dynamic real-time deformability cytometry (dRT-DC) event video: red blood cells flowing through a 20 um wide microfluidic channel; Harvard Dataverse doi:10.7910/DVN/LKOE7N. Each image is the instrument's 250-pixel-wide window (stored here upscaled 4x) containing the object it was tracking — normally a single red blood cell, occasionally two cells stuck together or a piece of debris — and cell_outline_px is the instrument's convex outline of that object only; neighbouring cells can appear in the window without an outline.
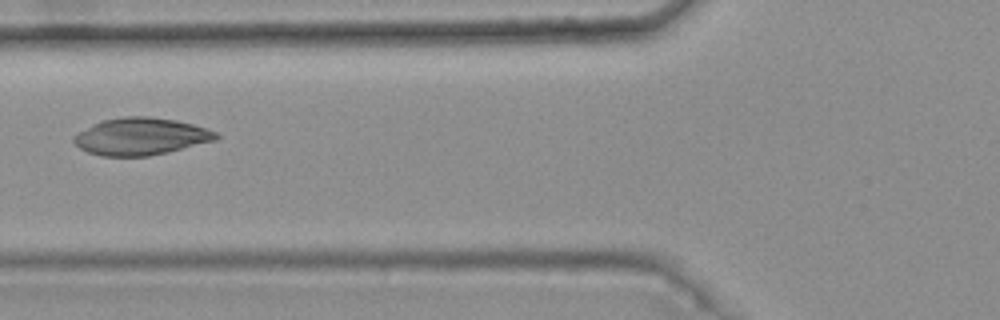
{"species": "common noctule bat (a hibernating species)", "species_latin": "Nyctalus noctula", "temperature_condition": "warm", "stored_images_in_passage": 4, "camera_frame_rate_fps": 3000, "um_per_image_px": 0.085, "animal": {"sex": "female", "body_mass_g": 25.1}, "frame": {"image": 1, "passage_image": 4, "time_ms": 1.0, "image_size_px": [1000, 320], "cell_outline_px": [[220, 136], [216, 140], [148, 156], [100, 156], [88, 152], [80, 148], [72, 140], [72, 136], [92, 124], [104, 120], [124, 116], [148, 116], [176, 120], [208, 128], [216, 132]], "centroid_in_image_um": [11.95, 11.59], "position_along_channel_um": 113.8, "area_um2": 30.69}}